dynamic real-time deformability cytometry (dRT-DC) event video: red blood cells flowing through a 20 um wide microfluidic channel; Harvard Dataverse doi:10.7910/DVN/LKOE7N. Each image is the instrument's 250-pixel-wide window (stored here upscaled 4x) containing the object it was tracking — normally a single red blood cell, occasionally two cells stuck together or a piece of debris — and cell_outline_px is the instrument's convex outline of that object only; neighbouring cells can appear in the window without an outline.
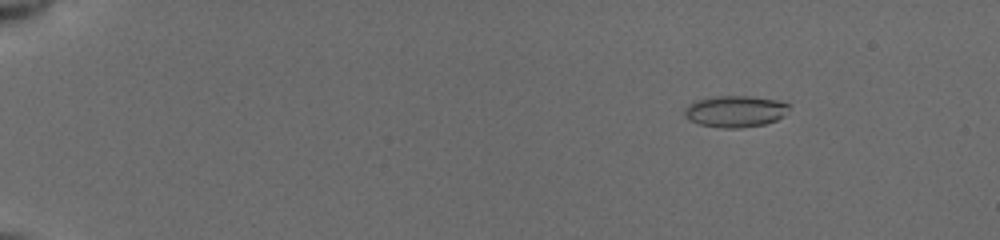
{"species": "common noctule bat (a hibernating species)", "species_latin": "Nyctalus noctula", "temperature_condition": "cold", "stored_images_in_passage": 55, "camera_frame_rate_fps": 3000, "um_per_image_px": 0.085, "animal": {"sex": "female", "body_mass_g": 19.5, "forearm_length_mm": 54.1}, "frame": {"image": 1, "passage_image": 9, "time_ms": 2.667, "image_size_px": [1000, 240], "cell_outline_px": [[792, 104], [776, 120], [764, 124], [740, 128], [720, 128], [700, 124], [688, 120], [684, 116], [684, 108], [688, 104], [696, 100], [716, 96], [748, 96], [776, 100]], "centroid_in_image_um": [62.44, 9.46], "position_along_channel_um": 22.6, "area_um2": 19.13}}
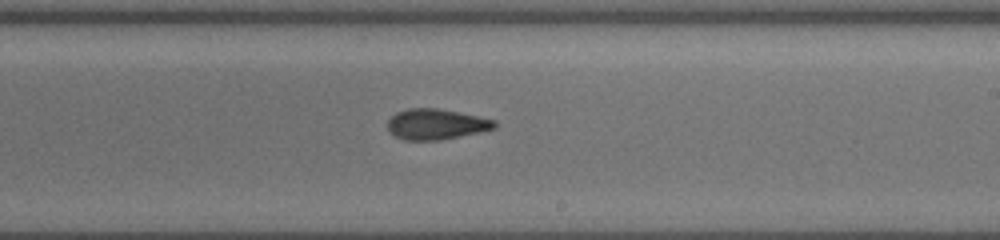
{"frame": {"image": 2, "passage_image": 36, "time_ms": 11.667, "image_size_px": [1000, 240], "cell_outline_px": [[496, 128], [480, 132], [440, 140], [404, 140], [388, 132], [388, 120], [396, 112], [408, 108], [436, 108], [496, 120]], "centroid_in_image_um": [37.04, 10.56], "position_along_channel_um": 252.0, "area_um2": 18.96}}
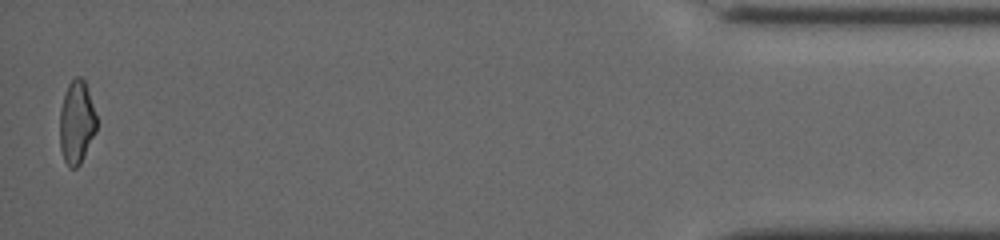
{"frame": {"image": 3, "passage_image": 55, "time_ms": 18.0, "image_size_px": [1000, 240], "cell_outline_px": [[96, 132], [80, 164], [76, 168], [68, 168], [64, 160], [60, 148], [60, 108], [68, 84], [76, 76], [80, 76], [84, 80], [96, 116]], "centroid_in_image_um": [6.5, 10.43], "position_along_channel_um": 428.7, "area_um2": 17.69}, "authors_computed_cell_mechanics": {"area_um2": 19.074, "velocity_mm_per_s": 3.9511, "shape_relaxation_time_tau1_ms": 9.2077, "shape_relaxation_time_tau2_ms": 2.7331, "deformation_change_tau1": 0.1914, "deformation_change_tau2": 0.0929}}